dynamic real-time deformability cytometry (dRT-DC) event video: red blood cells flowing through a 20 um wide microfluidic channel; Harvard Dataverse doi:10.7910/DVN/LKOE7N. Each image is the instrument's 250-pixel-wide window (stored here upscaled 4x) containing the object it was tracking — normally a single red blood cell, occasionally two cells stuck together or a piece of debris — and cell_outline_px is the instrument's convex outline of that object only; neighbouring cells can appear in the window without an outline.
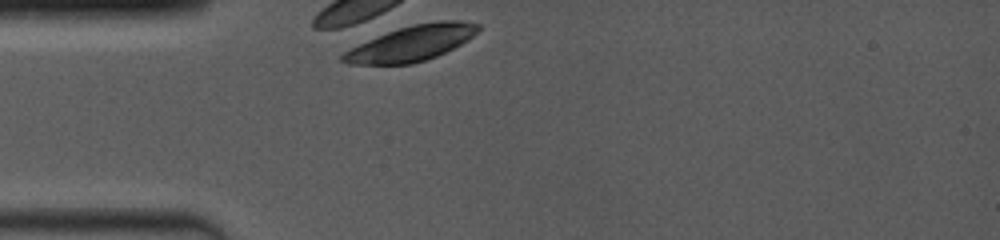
{"species": "common noctule bat (a hibernating species)", "species_latin": "Nyctalus noctula", "temperature_condition": "room temperature", "stored_images_in_passage": 1, "camera_frame_rate_fps": 4000, "um_per_image_px": 0.085, "animal": {"sex": "female", "body_mass_g": 19.0, "forearm_length_mm": 53.3}, "frame": {"image": 1, "passage_image": 1, "time_ms": 0.0, "image_size_px": [1000, 240], "cell_outline_px": [[480, 28], [472, 36], [460, 44], [436, 56], [412, 64], [348, 64], [340, 60], [340, 56], [344, 52], [368, 40], [388, 32], [412, 24], [440, 20], [460, 20], [480, 24]], "centroid_in_image_um": [34.98, 3.67], "position_along_channel_um": 50.0, "area_um2": 27.46}}